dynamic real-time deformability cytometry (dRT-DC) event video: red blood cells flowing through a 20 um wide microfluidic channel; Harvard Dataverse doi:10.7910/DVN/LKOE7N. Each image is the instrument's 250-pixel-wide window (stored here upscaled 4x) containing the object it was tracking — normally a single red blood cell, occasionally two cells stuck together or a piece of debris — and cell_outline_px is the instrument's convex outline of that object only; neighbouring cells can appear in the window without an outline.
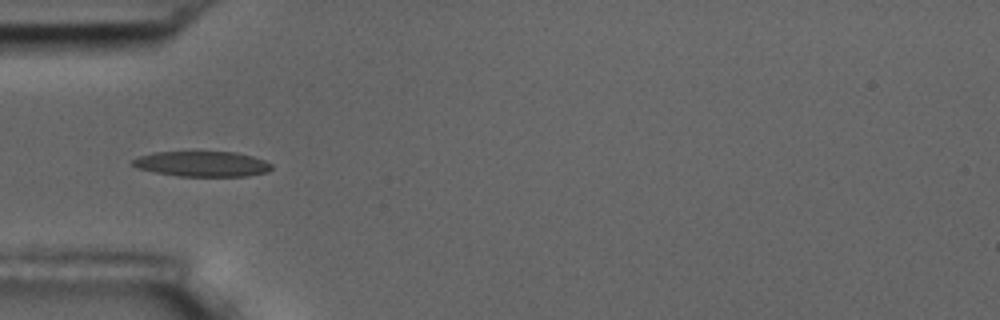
{"species": "common noctule bat (a hibernating species)", "species_latin": "Nyctalus noctula", "temperature_condition": "room temperature", "stored_images_in_passage": 8, "camera_frame_rate_fps": 3000, "um_per_image_px": 0.085, "animal": {"sex": "male", "body_mass_g": 17.5, "forearm_length_mm": 52.3}, "frame": {"image": 1, "passage_image": 5, "time_ms": 4.667, "image_size_px": [1000, 320], "cell_outline_px": [[272, 168], [268, 172], [248, 176], [176, 176], [136, 168], [132, 164], [132, 160], [140, 156], [152, 152], [236, 152], [252, 156], [264, 160], [272, 164]], "centroid_in_image_um": [17.2, 13.93], "position_along_channel_um": 67.8, "area_um2": 20.52}}
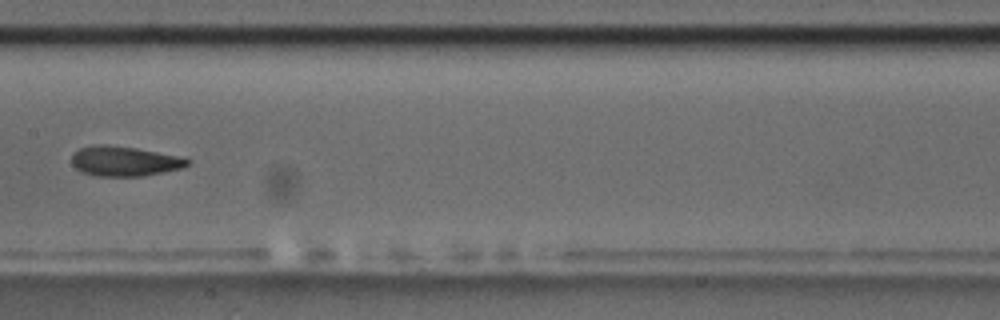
{"frame": {"image": 2, "passage_image": 8, "time_ms": 8.333, "image_size_px": [1000, 320], "cell_outline_px": [[192, 160], [188, 164], [180, 168], [144, 176], [96, 176], [80, 172], [72, 164], [72, 152], [80, 148], [92, 144], [104, 144], [136, 148], [184, 156]], "centroid_in_image_um": [10.57, 13.69], "position_along_channel_um": 196.8, "area_um2": 20.46}}